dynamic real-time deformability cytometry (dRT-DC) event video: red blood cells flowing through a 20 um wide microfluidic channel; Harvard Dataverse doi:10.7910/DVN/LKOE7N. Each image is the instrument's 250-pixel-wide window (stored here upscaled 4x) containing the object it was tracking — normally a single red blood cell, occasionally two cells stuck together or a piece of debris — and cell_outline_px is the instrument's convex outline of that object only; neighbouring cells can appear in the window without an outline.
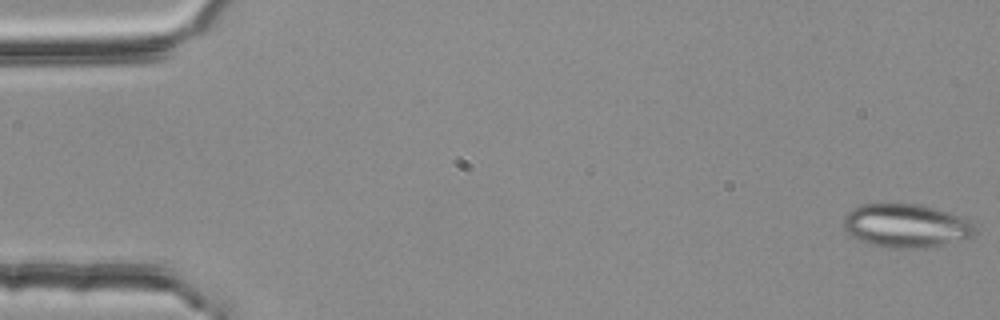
{"species": "common noctule bat (a hibernating species)", "species_latin": "Nyctalus noctula", "temperature_condition": "room temperature", "stored_images_in_passage": 13, "camera_frame_rate_fps": 3000, "um_per_image_px": 0.085, "animal": {"sex": "female", "body_mass_g": 25.1}, "frame": {"image": 1, "passage_image": 1, "time_ms": 0.0, "image_size_px": [1000, 320], "cell_outline_px": [[976, 232], [972, 236], [928, 248], [888, 248], [868, 244], [856, 240], [844, 228], [844, 216], [852, 208], [864, 204], [920, 204], [936, 208], [960, 216], [968, 220], [976, 228]], "centroid_in_image_um": [76.98, 19.19], "position_along_channel_um": 8.0, "area_um2": 33.41}}